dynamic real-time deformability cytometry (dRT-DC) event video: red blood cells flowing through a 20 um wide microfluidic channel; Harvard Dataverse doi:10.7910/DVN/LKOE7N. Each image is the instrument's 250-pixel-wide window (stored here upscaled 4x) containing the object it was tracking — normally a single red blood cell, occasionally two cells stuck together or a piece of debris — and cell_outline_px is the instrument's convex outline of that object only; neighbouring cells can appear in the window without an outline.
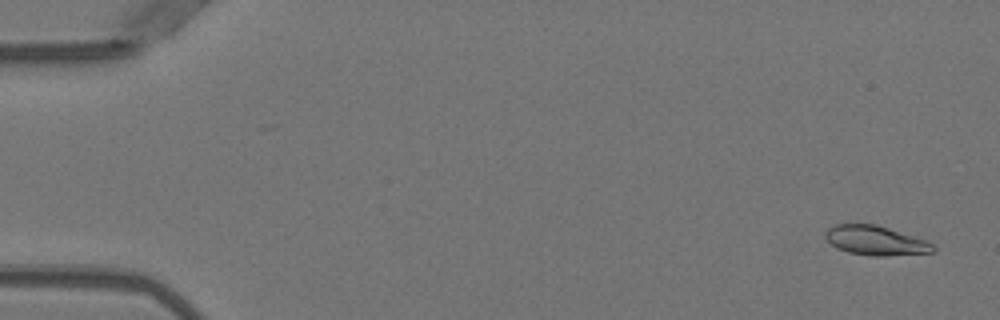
{"species": "Egyptian fruit bat (a non-hibernating species)", "species_latin": "Rousettus aegyptiacus", "temperature_condition": "warm", "stored_images_in_passage": 24, "camera_frame_rate_fps": 3000, "um_per_image_px": 0.085, "animal": {"sex": "female"}, "frame": {"image": 1, "passage_image": 3, "time_ms": 0.667, "image_size_px": [1000, 320], "cell_outline_px": [[936, 248], [932, 252], [884, 256], [872, 256], [848, 252], [836, 248], [824, 236], [824, 232], [832, 224], [876, 224], [928, 240]], "centroid_in_image_um": [74.41, 20.43], "position_along_channel_um": 10.6, "area_um2": 18.55}}
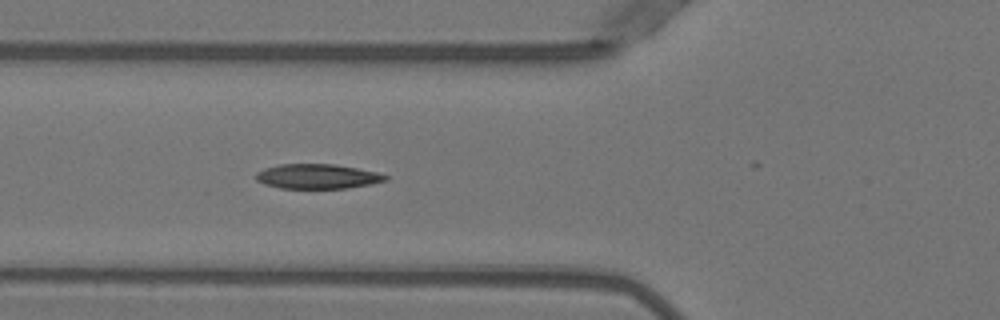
{"frame": {"image": 2, "passage_image": 20, "time_ms": 6.333, "image_size_px": [1000, 320], "cell_outline_px": [[388, 180], [372, 184], [348, 188], [280, 188], [264, 184], [256, 180], [256, 172], [264, 168], [280, 164], [336, 164], [376, 172], [388, 176]], "centroid_in_image_um": [26.97, 14.99], "position_along_channel_um": 98.8, "area_um2": 18.67}}
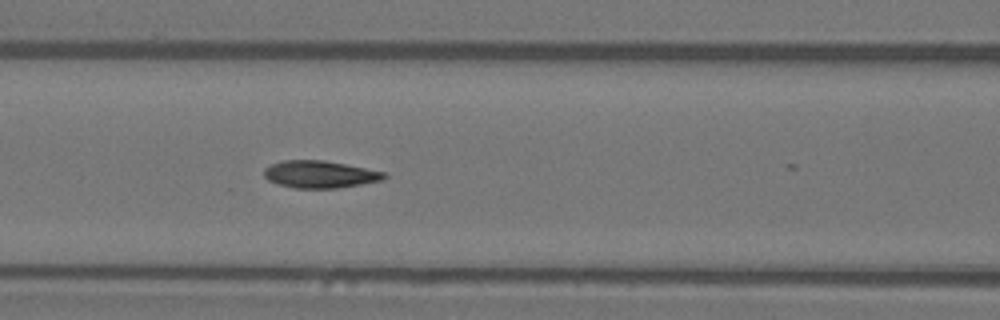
{"frame": {"image": 3, "passage_image": 23, "time_ms": 7.333, "image_size_px": [1000, 320], "cell_outline_px": [[388, 176], [380, 180], [360, 184], [336, 188], [292, 188], [276, 184], [268, 180], [264, 176], [264, 168], [272, 164], [284, 160], [324, 160], [384, 172]], "centroid_in_image_um": [27.13, 14.82], "position_along_channel_um": 139.5, "area_um2": 18.9}}